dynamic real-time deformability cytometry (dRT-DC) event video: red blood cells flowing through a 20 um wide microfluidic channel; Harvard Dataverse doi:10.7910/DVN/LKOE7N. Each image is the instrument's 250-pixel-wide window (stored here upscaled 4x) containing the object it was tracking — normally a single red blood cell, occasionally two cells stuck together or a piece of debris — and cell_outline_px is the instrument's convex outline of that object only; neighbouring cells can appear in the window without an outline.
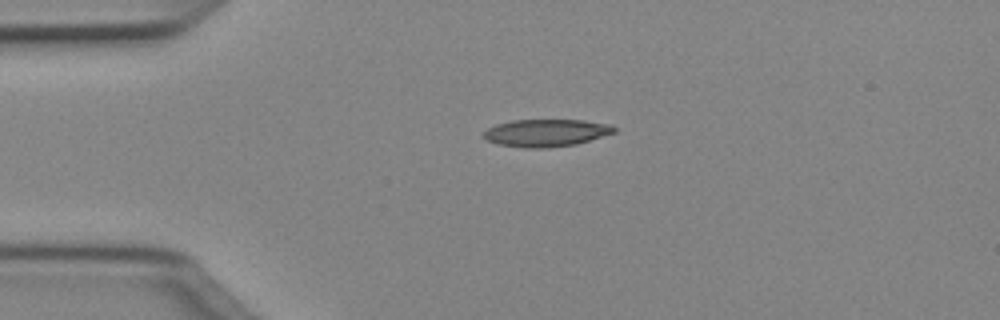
{"species": "Egyptian fruit bat (a non-hibernating species)", "species_latin": "Rousettus aegyptiacus", "temperature_condition": "cold", "stored_images_in_passage": 39, "camera_frame_rate_fps": 3000, "um_per_image_px": 0.085, "animal": {"sex": "female"}, "frame": {"image": 1, "passage_image": 1, "time_ms": 0.0, "image_size_px": [1000, 320], "cell_outline_px": [[616, 132], [576, 144], [548, 148], [524, 148], [496, 144], [480, 136], [488, 128], [496, 124], [512, 120], [584, 120], [612, 124], [616, 128]], "centroid_in_image_um": [46.41, 11.29], "position_along_channel_um": 38.6, "area_um2": 21.04}}
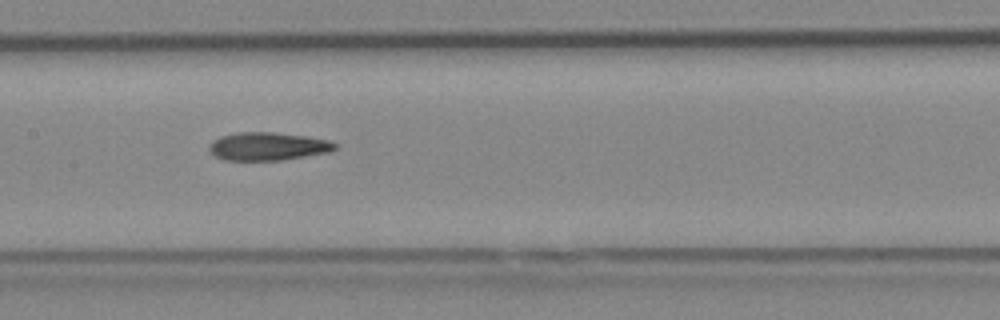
{"frame": {"image": 2, "passage_image": 14, "time_ms": 4.333, "image_size_px": [1000, 320], "cell_outline_px": [[336, 148], [332, 152], [284, 160], [224, 160], [216, 156], [208, 148], [208, 144], [212, 140], [220, 136], [236, 132], [272, 132], [308, 136], [328, 140], [336, 144]], "centroid_in_image_um": [22.77, 12.44], "position_along_channel_um": 184.6, "area_um2": 20.81}}
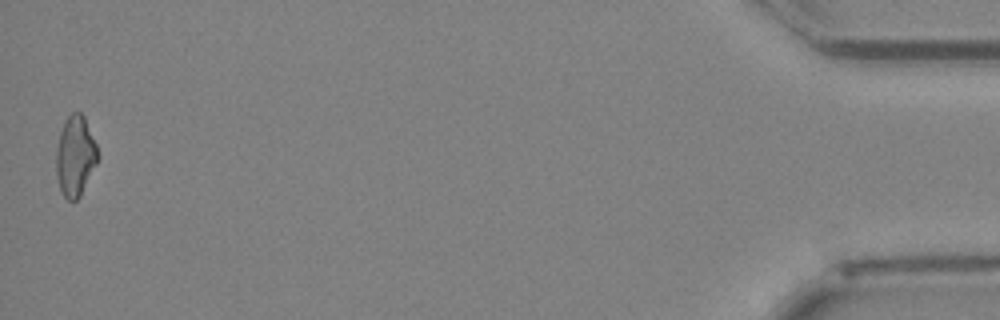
{"frame": {"image": 3, "passage_image": 39, "time_ms": 12.667, "image_size_px": [1000, 320], "cell_outline_px": [[100, 156], [80, 196], [76, 200], [68, 200], [64, 196], [60, 188], [56, 176], [56, 148], [60, 132], [64, 120], [72, 112], [80, 112], [84, 116], [96, 144]], "centroid_in_image_um": [6.39, 13.24], "position_along_channel_um": 428.8, "area_um2": 19.48}, "authors_computed_cell_mechanics": {"area_um2": 20.4034, "velocity_mm_per_s": 4.0572, "shape_relaxation_time_tau1_ms": null, "shape_relaxation_time_tau2_ms": 7.3356, "deformation_change_tau1": null, "deformation_change_tau2": 0.2147}}